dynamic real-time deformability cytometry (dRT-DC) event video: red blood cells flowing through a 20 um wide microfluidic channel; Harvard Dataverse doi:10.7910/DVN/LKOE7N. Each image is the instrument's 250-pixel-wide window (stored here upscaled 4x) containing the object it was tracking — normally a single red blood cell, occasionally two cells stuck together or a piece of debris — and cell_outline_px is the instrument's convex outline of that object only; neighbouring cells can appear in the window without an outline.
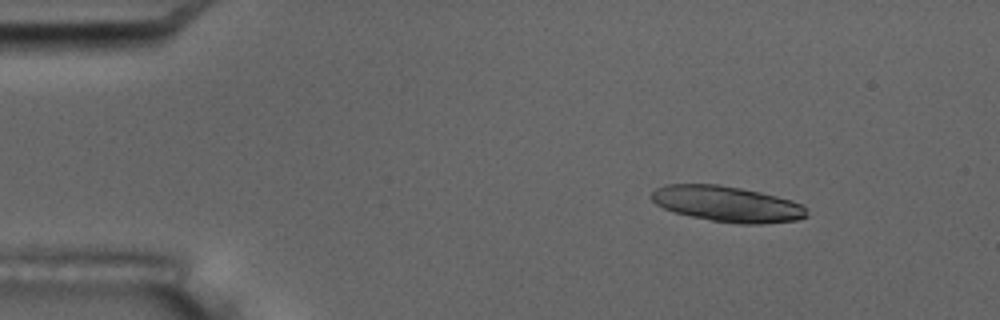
{"species": "common noctule bat (a hibernating species)", "species_latin": "Nyctalus noctula", "temperature_condition": "room temperature", "stored_images_in_passage": 6, "camera_frame_rate_fps": 3000, "um_per_image_px": 0.085, "animal": {"sex": "male", "body_mass_g": 17.5, "forearm_length_mm": 52.3}, "frame": {"image": 1, "passage_image": 3, "time_ms": 2.333, "image_size_px": [1000, 320], "cell_outline_px": [[808, 216], [796, 220], [760, 224], [740, 224], [712, 220], [692, 216], [676, 212], [664, 208], [656, 204], [652, 200], [652, 192], [656, 188], [664, 184], [716, 184], [740, 188], [760, 192], [792, 200], [800, 204], [808, 212]], "centroid_in_image_um": [61.81, 17.33], "position_along_channel_um": 23.2, "area_um2": 32.02}}